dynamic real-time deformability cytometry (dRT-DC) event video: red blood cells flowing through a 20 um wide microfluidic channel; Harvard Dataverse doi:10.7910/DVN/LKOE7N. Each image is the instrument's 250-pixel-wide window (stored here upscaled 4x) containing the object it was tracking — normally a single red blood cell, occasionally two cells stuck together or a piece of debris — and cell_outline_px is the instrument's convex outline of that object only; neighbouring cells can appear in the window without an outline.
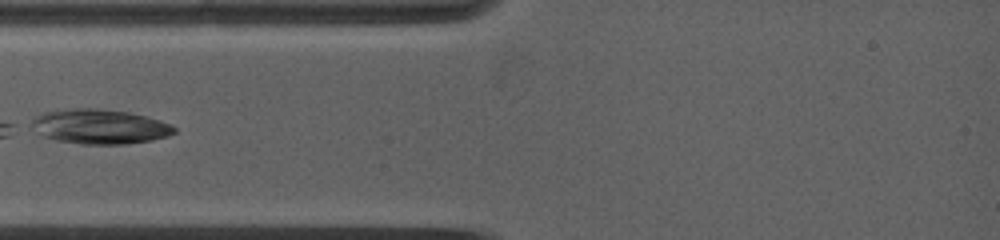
{"species": "common noctule bat (a hibernating species)", "species_latin": "Nyctalus noctula", "temperature_condition": "warm", "stored_images_in_passage": 13, "camera_frame_rate_fps": 5000, "um_per_image_px": 0.085, "animal": {"sex": "female", "body_mass_g": 19.0, "forearm_length_mm": 53.3}, "frame": {"image": 1, "passage_image": 1, "time_ms": 0.0, "image_size_px": [1000, 240], "cell_outline_px": [[176, 132], [168, 136], [152, 140], [124, 144], [80, 144], [56, 140], [44, 136], [36, 132], [28, 124], [36, 116], [44, 112], [56, 108], [96, 108], [128, 112], [160, 120], [176, 128]], "centroid_in_image_um": [8.41, 10.75], "position_along_channel_um": 76.6, "area_um2": 29.07}}
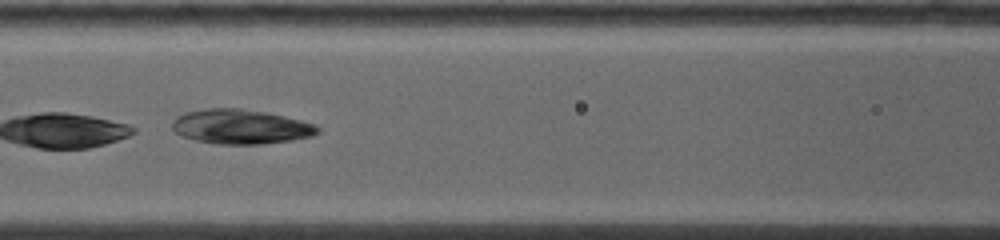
{"frame": {"image": 2, "passage_image": 7, "time_ms": 1.8, "image_size_px": [1000, 240], "cell_outline_px": [[320, 132], [312, 136], [292, 140], [260, 144], [216, 144], [196, 140], [180, 136], [172, 128], [172, 120], [176, 116], [184, 112], [208, 108], [240, 108], [264, 112], [284, 116], [316, 124], [320, 128]], "centroid_in_image_um": [20.44, 10.77], "position_along_channel_um": 146.2, "area_um2": 29.42}}
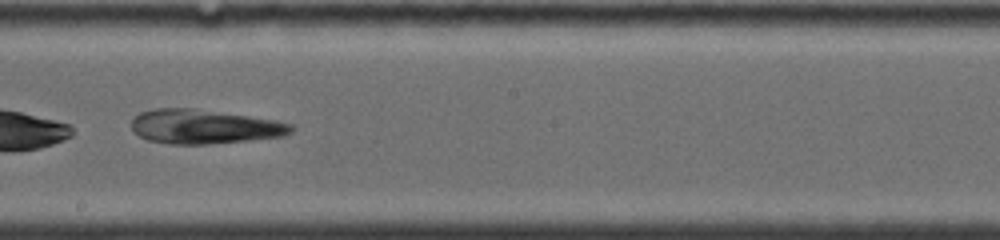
{"frame": {"image": 3, "passage_image": 12, "time_ms": 4.0, "image_size_px": [1000, 240], "cell_outline_px": [[296, 128], [292, 132], [284, 136], [248, 140], [208, 144], [168, 144], [148, 140], [140, 136], [132, 128], [132, 116], [140, 112], [152, 108], [196, 108], [276, 120], [292, 124]], "centroid_in_image_um": [17.36, 10.75], "position_along_channel_um": 230.8, "area_um2": 32.08}}